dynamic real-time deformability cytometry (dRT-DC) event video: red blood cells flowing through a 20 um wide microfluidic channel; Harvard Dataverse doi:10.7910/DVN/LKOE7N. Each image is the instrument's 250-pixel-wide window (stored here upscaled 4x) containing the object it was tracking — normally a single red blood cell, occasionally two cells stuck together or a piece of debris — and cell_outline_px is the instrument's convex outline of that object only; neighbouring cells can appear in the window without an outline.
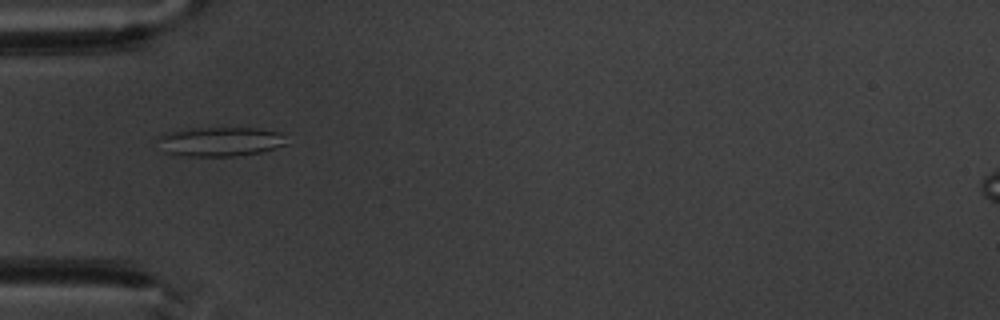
{"species": "common noctule bat (a hibernating species)", "species_latin": "Nyctalus noctula", "temperature_condition": "warm", "stored_images_in_passage": 8, "camera_frame_rate_fps": 3000, "um_per_image_px": 0.085, "animal": {"sex": "male", "body_mass_g": 20.1, "forearm_length_mm": 53.5}, "frame": {"image": 1, "passage_image": 4, "time_ms": 3.667, "image_size_px": [1000, 320], "cell_outline_px": [[288, 144], [276, 148], [260, 152], [236, 156], [188, 156], [164, 152], [156, 140], [156, 136], [172, 132], [192, 128], [256, 128], [280, 132]], "centroid_in_image_um": [18.71, 12.04], "position_along_channel_um": 66.3, "area_um2": 21.96}}
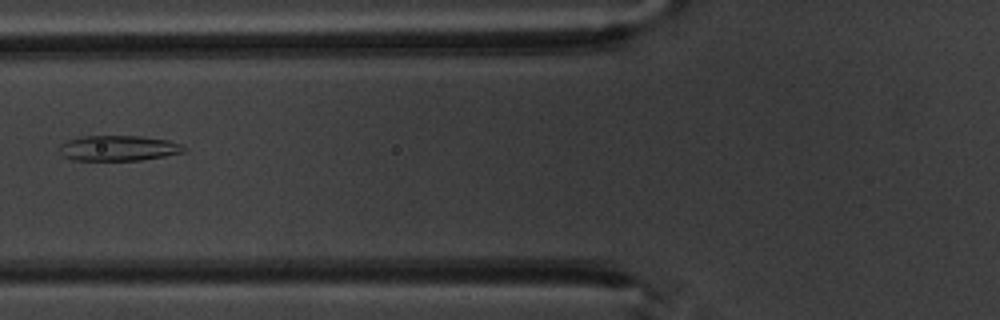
{"frame": {"image": 2, "passage_image": 5, "time_ms": 5.0, "image_size_px": [1000, 320], "cell_outline_px": [[188, 148], [184, 152], [164, 156], [140, 160], [72, 160], [64, 156], [60, 152], [60, 144], [68, 140], [84, 136], [140, 136], [168, 140], [184, 144]], "centroid_in_image_um": [10.12, 12.59], "position_along_channel_um": 115.7, "area_um2": 18.44}}
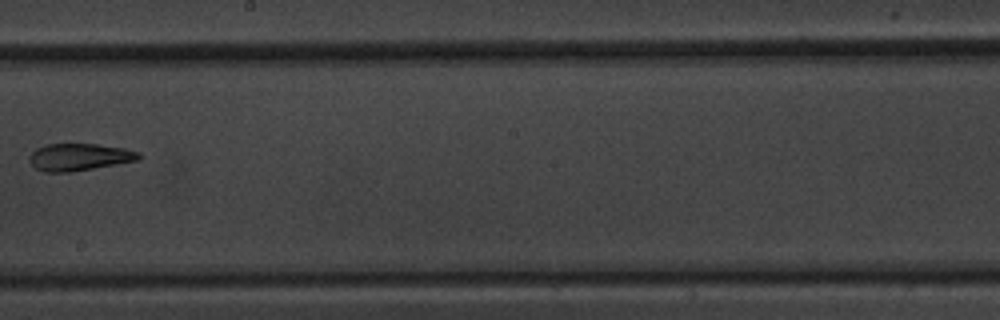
{"frame": {"image": 3, "passage_image": 8, "time_ms": 8.333, "image_size_px": [1000, 320], "cell_outline_px": [[140, 160], [72, 172], [44, 172], [36, 168], [32, 164], [28, 156], [36, 148], [48, 144], [96, 144], [124, 148], [140, 152]], "centroid_in_image_um": [6.75, 13.35], "position_along_channel_um": 241.5, "area_um2": 17.34}}